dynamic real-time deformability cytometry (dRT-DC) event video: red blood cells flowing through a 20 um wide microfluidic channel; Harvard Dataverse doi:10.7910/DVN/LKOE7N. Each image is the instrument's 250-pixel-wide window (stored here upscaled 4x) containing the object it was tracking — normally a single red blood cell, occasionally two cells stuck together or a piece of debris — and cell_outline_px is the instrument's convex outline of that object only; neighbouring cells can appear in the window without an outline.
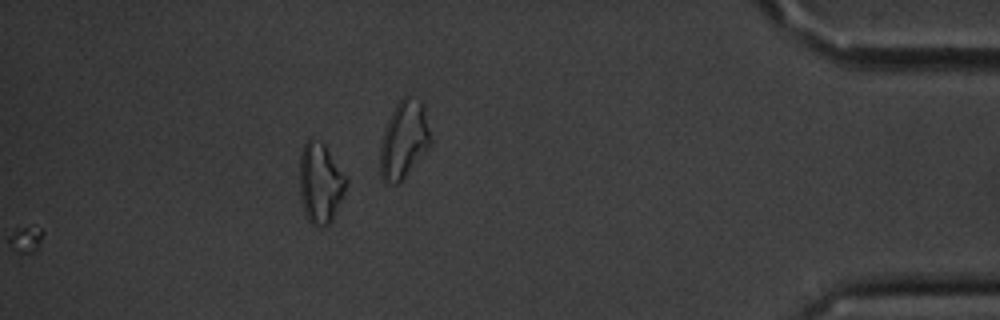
{"species": "common noctule bat (a hibernating species)", "species_latin": "Nyctalus noctula", "temperature_condition": "cold", "stored_images_in_passage": 33, "camera_frame_rate_fps": 3000, "um_per_image_px": 0.085, "animal": {"sex": "male", "body_mass_g": 20.1, "forearm_length_mm": 53.5}, "frame": {"image": 1, "passage_image": 33, "time_ms": 10.667, "image_size_px": [1000, 320], "cell_outline_px": [[348, 180], [344, 192], [332, 220], [328, 224], [312, 224], [308, 220], [304, 212], [300, 196], [300, 156], [304, 140], [308, 136], [312, 136], [324, 144]], "centroid_in_image_um": [27.2, 15.49], "position_along_channel_um": 408.0, "area_um2": 21.68}}